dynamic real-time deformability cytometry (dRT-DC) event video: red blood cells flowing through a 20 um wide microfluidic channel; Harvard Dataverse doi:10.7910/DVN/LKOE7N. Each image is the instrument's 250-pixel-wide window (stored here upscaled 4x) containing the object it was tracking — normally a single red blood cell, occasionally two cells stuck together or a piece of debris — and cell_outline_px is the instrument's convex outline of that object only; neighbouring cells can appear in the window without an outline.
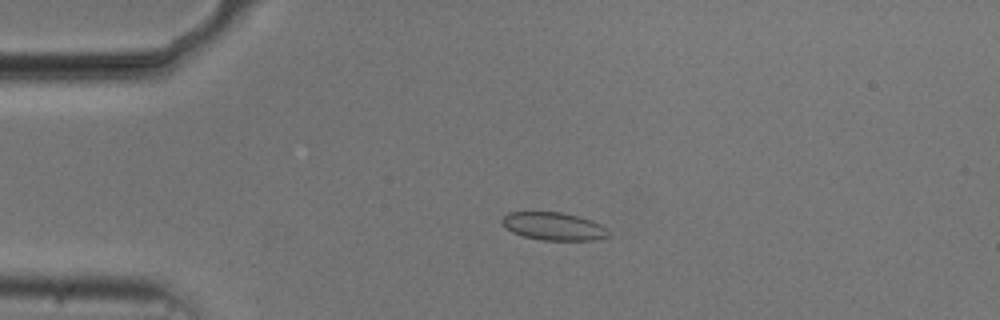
{"species": "common noctule bat (a hibernating species)", "species_latin": "Nyctalus noctula", "temperature_condition": "cold", "stored_images_in_passage": 55, "camera_frame_rate_fps": 3000, "um_per_image_px": 0.085, "animal": {"sex": "male", "body_mass_g": 20.5, "forearm_length_mm": 52.5}, "frame": {"image": 1, "passage_image": 13, "time_ms": 4.0, "image_size_px": [1000, 320], "cell_outline_px": [[608, 236], [596, 240], [540, 240], [524, 236], [512, 232], [500, 220], [508, 212], [560, 212], [592, 220], [600, 224], [608, 232]], "centroid_in_image_um": [47.05, 19.23], "position_along_channel_um": 38.0, "area_um2": 17.05}}
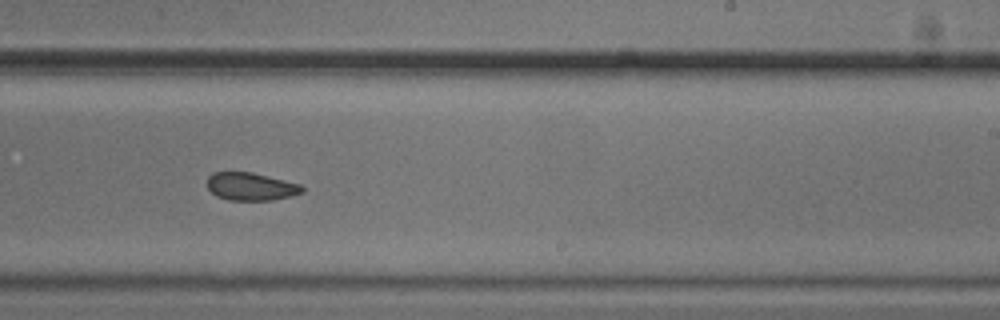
{"frame": {"image": 2, "passage_image": 34, "time_ms": 11.0, "image_size_px": [1000, 320], "cell_outline_px": [[304, 192], [292, 196], [272, 200], [228, 200], [216, 196], [208, 188], [208, 176], [212, 172], [252, 172], [300, 184], [304, 188]], "centroid_in_image_um": [21.33, 15.86], "position_along_channel_um": 267.7, "area_um2": 15.43}}
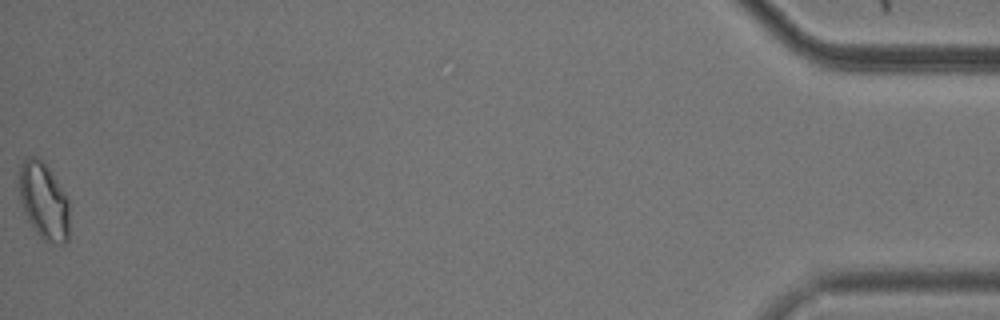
{"frame": {"image": 3, "passage_image": 55, "time_ms": 18.0, "image_size_px": [1000, 320], "cell_outline_px": [[68, 240], [64, 244], [56, 244], [44, 240], [36, 232], [28, 220], [24, 212], [20, 200], [20, 164], [28, 156], [36, 156], [52, 172], [68, 200]], "centroid_in_image_um": [3.72, 17.1], "position_along_channel_um": 431.5, "area_um2": 22.25}, "authors_computed_cell_mechanics": {"area_um2": 17.2822, "velocity_mm_per_s": 3.727, "shape_relaxation_time_tau1_ms": null, "shape_relaxation_time_tau2_ms": 2.8315, "deformation_change_tau1": null, "deformation_change_tau2": 0.0652}}